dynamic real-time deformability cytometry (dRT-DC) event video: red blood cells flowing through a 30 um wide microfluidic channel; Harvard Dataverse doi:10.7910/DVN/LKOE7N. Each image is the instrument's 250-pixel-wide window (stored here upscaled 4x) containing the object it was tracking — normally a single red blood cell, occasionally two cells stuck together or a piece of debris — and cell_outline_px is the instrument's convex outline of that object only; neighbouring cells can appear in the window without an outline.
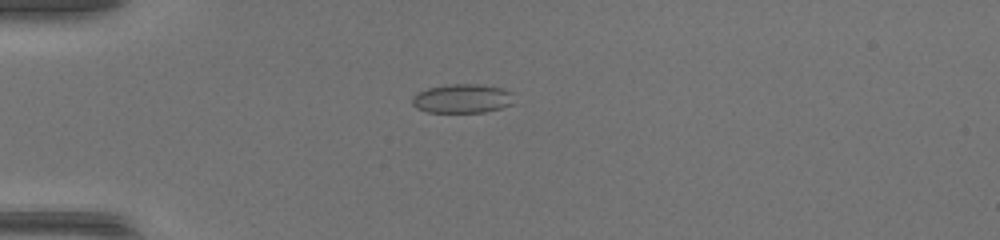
{"species": "common noctule bat (a hibernating species)", "species_latin": "Nyctalus noctula", "temperature_condition": "warm", "stored_images_in_passage": 36, "camera_frame_rate_fps": 3000, "um_per_image_px": 0.085, "animal": {"sex": "female", "body_mass_g": 17.0, "forearm_length_mm": 48.0}, "frame": {"image": 1, "passage_image": 1, "time_ms": 0.0, "image_size_px": [1000, 240], "cell_outline_px": [[512, 104], [500, 108], [484, 112], [428, 112], [416, 108], [412, 104], [412, 96], [428, 88], [448, 84], [480, 84], [504, 88], [512, 92]], "centroid_in_image_um": [39.29, 8.37], "position_along_channel_um": 45.7, "area_um2": 17.22}}
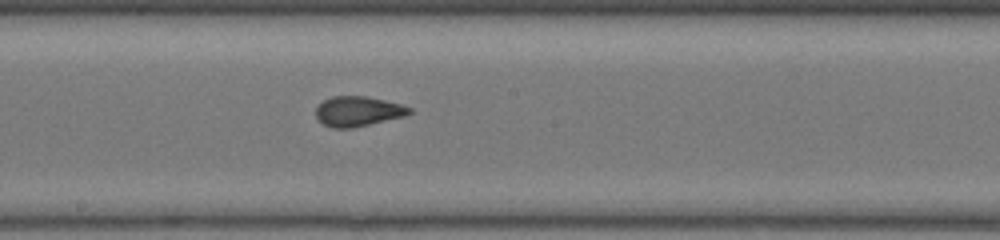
{"frame": {"image": 2, "passage_image": 15, "time_ms": 4.667, "image_size_px": [1000, 240], "cell_outline_px": [[412, 112], [404, 116], [352, 128], [332, 128], [316, 120], [316, 104], [332, 96], [364, 96], [384, 100], [400, 104], [412, 108]], "centroid_in_image_um": [30.38, 9.46], "position_along_channel_um": 217.8, "area_um2": 16.36}}
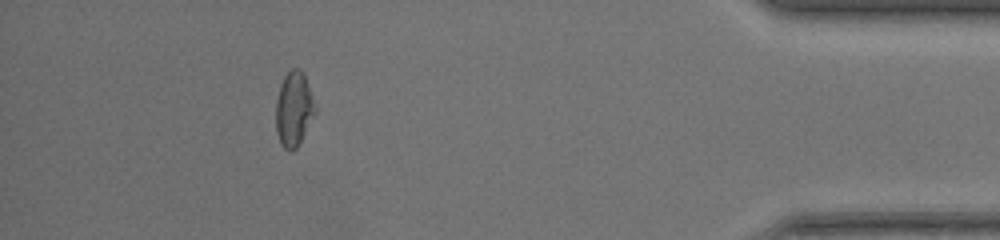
{"frame": {"image": 3, "passage_image": 32, "time_ms": 10.333, "image_size_px": [1000, 240], "cell_outline_px": [[316, 112], [296, 148], [292, 152], [288, 152], [280, 144], [276, 132], [276, 100], [280, 84], [284, 76], [292, 68], [300, 68], [304, 72], [316, 108]], "centroid_in_image_um": [24.96, 9.26], "position_along_channel_um": 410.2, "area_um2": 17.17}, "authors_computed_cell_mechanics": {"area_um2": 16.7909, "velocity_mm_per_s": 4.2825, "shape_relaxation_time_tau1_ms": 7.7701, "shape_relaxation_time_tau2_ms": 1.0301, "deformation_change_tau1": 0.1917, "deformation_change_tau2": 0.0507}}